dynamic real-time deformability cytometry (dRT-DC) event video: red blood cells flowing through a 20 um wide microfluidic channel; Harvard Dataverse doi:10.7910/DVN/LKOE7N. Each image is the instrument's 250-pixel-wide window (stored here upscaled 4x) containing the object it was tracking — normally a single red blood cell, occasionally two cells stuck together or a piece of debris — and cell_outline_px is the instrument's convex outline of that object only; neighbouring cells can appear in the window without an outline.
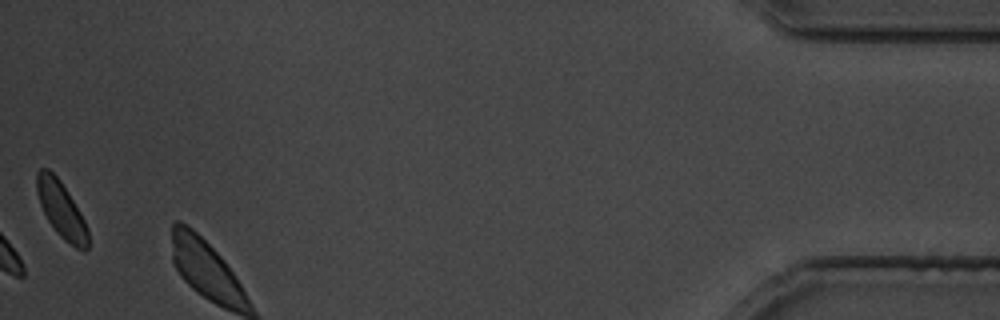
{"species": "common noctule bat (a hibernating species)", "species_latin": "Nyctalus noctula", "temperature_condition": "cold", "stored_images_in_passage": 32, "camera_frame_rate_fps": 3000, "um_per_image_px": 0.085, "animal": {"sex": "male", "body_mass_g": 19.5, "forearm_length_mm": 54.6}, "frame": {"image": 1, "passage_image": 32, "time_ms": 38.0, "image_size_px": [1000, 320], "cell_outline_px": [[88, 248], [84, 252], [76, 248], [64, 240], [56, 232], [48, 220], [40, 204], [36, 192], [36, 172], [40, 168], [48, 168], [60, 180], [68, 192], [80, 212], [88, 228]], "centroid_in_image_um": [5.21, 17.82], "position_along_channel_um": 430.0, "area_um2": 16.82}}